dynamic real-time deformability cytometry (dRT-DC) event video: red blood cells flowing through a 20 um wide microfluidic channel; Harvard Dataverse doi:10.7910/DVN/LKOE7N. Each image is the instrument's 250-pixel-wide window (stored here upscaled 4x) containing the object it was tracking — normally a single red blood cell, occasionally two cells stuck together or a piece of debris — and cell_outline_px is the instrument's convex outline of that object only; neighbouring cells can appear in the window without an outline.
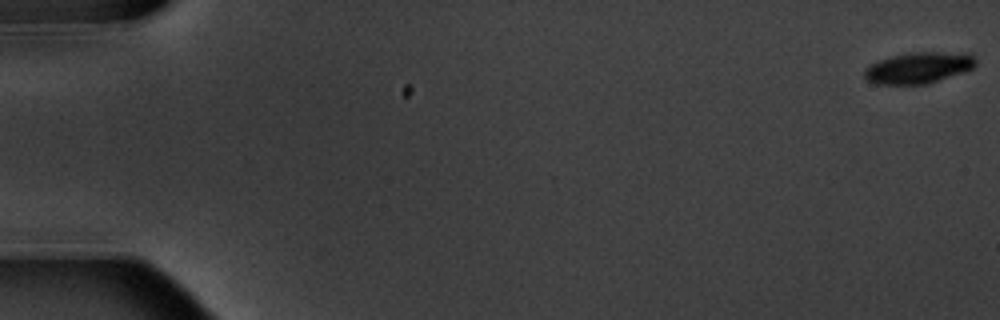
{"species": "common noctule bat (a hibernating species)", "species_latin": "Nyctalus noctula", "temperature_condition": "warm", "stored_images_in_passage": 7, "segment_of_instrument_passage": [1, 2], "camera_frame_rate_fps": 3000, "um_per_image_px": 0.085, "animal": {"sex": "male", "body_mass_g": 20.1, "forearm_length_mm": 53.5}, "frame": {"image": 1, "passage_image": 1, "time_ms": 0.0, "image_size_px": [1000, 320], "cell_outline_px": [[976, 64], [968, 72], [928, 84], [876, 84], [868, 80], [864, 76], [864, 68], [876, 60], [892, 56], [912, 52], [968, 52], [976, 60]], "centroid_in_image_um": [78.11, 5.76], "position_along_channel_um": 6.9, "area_um2": 20.69}}
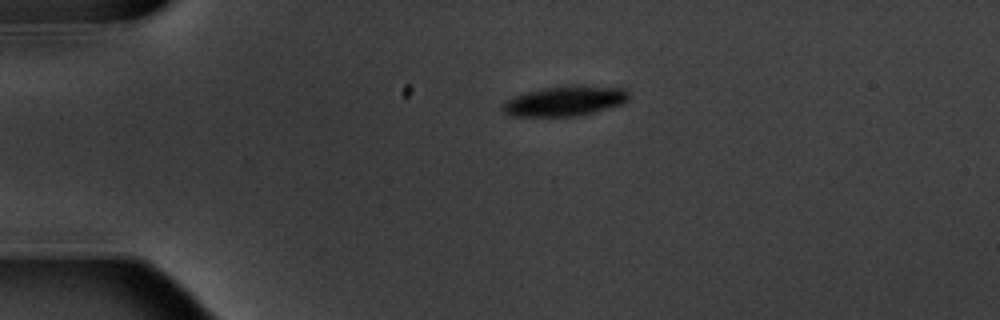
{"frame": {"image": 2, "passage_image": 5, "time_ms": 4.333, "image_size_px": [1000, 320], "cell_outline_px": [[628, 100], [624, 104], [576, 116], [512, 116], [504, 112], [500, 108], [508, 100], [516, 96], [528, 92], [544, 88], [572, 84], [624, 88], [628, 92]], "centroid_in_image_um": [48.06, 8.57], "position_along_channel_um": 36.9, "area_um2": 21.96}}